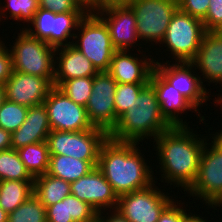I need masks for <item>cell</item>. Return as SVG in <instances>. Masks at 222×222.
<instances>
[{"mask_svg":"<svg viewBox=\"0 0 222 222\" xmlns=\"http://www.w3.org/2000/svg\"><path fill=\"white\" fill-rule=\"evenodd\" d=\"M155 60V70L197 109L210 97L202 79L191 62H175L170 65ZM192 70V71H191ZM194 70V72H193ZM193 72V73H192ZM196 72V74H194ZM196 75V76H195ZM208 92V93H207ZM209 96H208V95Z\"/></svg>","mask_w":222,"mask_h":222,"instance_id":"15","label":"cell"},{"mask_svg":"<svg viewBox=\"0 0 222 222\" xmlns=\"http://www.w3.org/2000/svg\"><path fill=\"white\" fill-rule=\"evenodd\" d=\"M97 214L92 206L72 194L46 207L47 222H91Z\"/></svg>","mask_w":222,"mask_h":222,"instance_id":"23","label":"cell"},{"mask_svg":"<svg viewBox=\"0 0 222 222\" xmlns=\"http://www.w3.org/2000/svg\"><path fill=\"white\" fill-rule=\"evenodd\" d=\"M126 3L135 13L139 40L161 44L178 9L177 0H127Z\"/></svg>","mask_w":222,"mask_h":222,"instance_id":"9","label":"cell"},{"mask_svg":"<svg viewBox=\"0 0 222 222\" xmlns=\"http://www.w3.org/2000/svg\"><path fill=\"white\" fill-rule=\"evenodd\" d=\"M51 132L48 113L44 104L29 107L26 120L11 133L12 149H19L32 143L44 142Z\"/></svg>","mask_w":222,"mask_h":222,"instance_id":"22","label":"cell"},{"mask_svg":"<svg viewBox=\"0 0 222 222\" xmlns=\"http://www.w3.org/2000/svg\"><path fill=\"white\" fill-rule=\"evenodd\" d=\"M155 183L119 196L116 210L129 222H157L160 214L174 199L161 192Z\"/></svg>","mask_w":222,"mask_h":222,"instance_id":"11","label":"cell"},{"mask_svg":"<svg viewBox=\"0 0 222 222\" xmlns=\"http://www.w3.org/2000/svg\"><path fill=\"white\" fill-rule=\"evenodd\" d=\"M188 126H172L155 138L162 179L186 191L194 182L206 137L200 138ZM173 182V183H172Z\"/></svg>","mask_w":222,"mask_h":222,"instance_id":"1","label":"cell"},{"mask_svg":"<svg viewBox=\"0 0 222 222\" xmlns=\"http://www.w3.org/2000/svg\"><path fill=\"white\" fill-rule=\"evenodd\" d=\"M107 139L108 134L103 129L94 127L78 132L51 130L46 142L50 155L98 161L100 147Z\"/></svg>","mask_w":222,"mask_h":222,"instance_id":"8","label":"cell"},{"mask_svg":"<svg viewBox=\"0 0 222 222\" xmlns=\"http://www.w3.org/2000/svg\"><path fill=\"white\" fill-rule=\"evenodd\" d=\"M211 135L213 141L211 140V143L205 141L197 176L186 190L190 193V197L195 196L206 201L205 204L208 203L206 206H210V209L211 206L213 208L222 206V139L216 134Z\"/></svg>","mask_w":222,"mask_h":222,"instance_id":"4","label":"cell"},{"mask_svg":"<svg viewBox=\"0 0 222 222\" xmlns=\"http://www.w3.org/2000/svg\"><path fill=\"white\" fill-rule=\"evenodd\" d=\"M209 3L210 0H177L181 11L201 20L206 16Z\"/></svg>","mask_w":222,"mask_h":222,"instance_id":"36","label":"cell"},{"mask_svg":"<svg viewBox=\"0 0 222 222\" xmlns=\"http://www.w3.org/2000/svg\"><path fill=\"white\" fill-rule=\"evenodd\" d=\"M11 148V132L0 128V151H5Z\"/></svg>","mask_w":222,"mask_h":222,"instance_id":"41","label":"cell"},{"mask_svg":"<svg viewBox=\"0 0 222 222\" xmlns=\"http://www.w3.org/2000/svg\"><path fill=\"white\" fill-rule=\"evenodd\" d=\"M0 222H8V213L0 207Z\"/></svg>","mask_w":222,"mask_h":222,"instance_id":"44","label":"cell"},{"mask_svg":"<svg viewBox=\"0 0 222 222\" xmlns=\"http://www.w3.org/2000/svg\"><path fill=\"white\" fill-rule=\"evenodd\" d=\"M5 87H4V84H1L0 83V106L2 105V103L4 102L5 100Z\"/></svg>","mask_w":222,"mask_h":222,"instance_id":"43","label":"cell"},{"mask_svg":"<svg viewBox=\"0 0 222 222\" xmlns=\"http://www.w3.org/2000/svg\"><path fill=\"white\" fill-rule=\"evenodd\" d=\"M221 110H222V109H221ZM215 134L222 139V130H221L220 132H219V130H218V132H216Z\"/></svg>","mask_w":222,"mask_h":222,"instance_id":"47","label":"cell"},{"mask_svg":"<svg viewBox=\"0 0 222 222\" xmlns=\"http://www.w3.org/2000/svg\"><path fill=\"white\" fill-rule=\"evenodd\" d=\"M12 54L13 71L47 78L55 77V49L45 40L31 36L24 28L18 34Z\"/></svg>","mask_w":222,"mask_h":222,"instance_id":"5","label":"cell"},{"mask_svg":"<svg viewBox=\"0 0 222 222\" xmlns=\"http://www.w3.org/2000/svg\"><path fill=\"white\" fill-rule=\"evenodd\" d=\"M51 130L78 132L94 128L86 107L76 104L57 87H53L43 102Z\"/></svg>","mask_w":222,"mask_h":222,"instance_id":"13","label":"cell"},{"mask_svg":"<svg viewBox=\"0 0 222 222\" xmlns=\"http://www.w3.org/2000/svg\"><path fill=\"white\" fill-rule=\"evenodd\" d=\"M184 222H207L206 219H203L200 215L195 216L189 212V214L184 218Z\"/></svg>","mask_w":222,"mask_h":222,"instance_id":"42","label":"cell"},{"mask_svg":"<svg viewBox=\"0 0 222 222\" xmlns=\"http://www.w3.org/2000/svg\"><path fill=\"white\" fill-rule=\"evenodd\" d=\"M98 161L80 160L65 155H50L47 174L61 178L67 182H73L87 175Z\"/></svg>","mask_w":222,"mask_h":222,"instance_id":"24","label":"cell"},{"mask_svg":"<svg viewBox=\"0 0 222 222\" xmlns=\"http://www.w3.org/2000/svg\"><path fill=\"white\" fill-rule=\"evenodd\" d=\"M33 194L46 208L71 195L70 182L46 173L34 178Z\"/></svg>","mask_w":222,"mask_h":222,"instance_id":"25","label":"cell"},{"mask_svg":"<svg viewBox=\"0 0 222 222\" xmlns=\"http://www.w3.org/2000/svg\"><path fill=\"white\" fill-rule=\"evenodd\" d=\"M146 85L147 84L117 83L114 95L116 124L118 118L129 109V106L132 105L134 99L138 97Z\"/></svg>","mask_w":222,"mask_h":222,"instance_id":"32","label":"cell"},{"mask_svg":"<svg viewBox=\"0 0 222 222\" xmlns=\"http://www.w3.org/2000/svg\"><path fill=\"white\" fill-rule=\"evenodd\" d=\"M150 83L157 93L161 114L172 126H188L179 116L184 111L197 110L180 92L169 84L155 69L153 70Z\"/></svg>","mask_w":222,"mask_h":222,"instance_id":"19","label":"cell"},{"mask_svg":"<svg viewBox=\"0 0 222 222\" xmlns=\"http://www.w3.org/2000/svg\"><path fill=\"white\" fill-rule=\"evenodd\" d=\"M4 87L7 100L33 107L43 104L54 85L45 77L13 71Z\"/></svg>","mask_w":222,"mask_h":222,"instance_id":"17","label":"cell"},{"mask_svg":"<svg viewBox=\"0 0 222 222\" xmlns=\"http://www.w3.org/2000/svg\"><path fill=\"white\" fill-rule=\"evenodd\" d=\"M71 194L87 202L97 213L116 209L118 197L102 172L94 167L87 175L70 183ZM108 208V209H107Z\"/></svg>","mask_w":222,"mask_h":222,"instance_id":"16","label":"cell"},{"mask_svg":"<svg viewBox=\"0 0 222 222\" xmlns=\"http://www.w3.org/2000/svg\"><path fill=\"white\" fill-rule=\"evenodd\" d=\"M103 5L107 3H119L126 2L127 0H99Z\"/></svg>","mask_w":222,"mask_h":222,"instance_id":"45","label":"cell"},{"mask_svg":"<svg viewBox=\"0 0 222 222\" xmlns=\"http://www.w3.org/2000/svg\"><path fill=\"white\" fill-rule=\"evenodd\" d=\"M76 30L80 34H75L73 39L79 40L73 41L72 45L92 62L98 72H107L116 49L106 24L96 14L86 13Z\"/></svg>","mask_w":222,"mask_h":222,"instance_id":"6","label":"cell"},{"mask_svg":"<svg viewBox=\"0 0 222 222\" xmlns=\"http://www.w3.org/2000/svg\"><path fill=\"white\" fill-rule=\"evenodd\" d=\"M117 82L108 72L94 76L92 93L86 105L87 116L93 127L109 134L116 126L114 95Z\"/></svg>","mask_w":222,"mask_h":222,"instance_id":"12","label":"cell"},{"mask_svg":"<svg viewBox=\"0 0 222 222\" xmlns=\"http://www.w3.org/2000/svg\"><path fill=\"white\" fill-rule=\"evenodd\" d=\"M5 7V9H3ZM0 11H9L10 19L24 21L29 23L33 20L35 13L38 11V0H7V5L3 6ZM2 9V10H1ZM8 9V10H7ZM6 10V11H5ZM3 11L0 13L7 17ZM0 15V16H1ZM1 18V17H0ZM1 21V19H0Z\"/></svg>","mask_w":222,"mask_h":222,"instance_id":"33","label":"cell"},{"mask_svg":"<svg viewBox=\"0 0 222 222\" xmlns=\"http://www.w3.org/2000/svg\"><path fill=\"white\" fill-rule=\"evenodd\" d=\"M103 211L98 212L97 218L99 222H129L118 210L113 209L111 214L105 218L102 216ZM110 215V216H109Z\"/></svg>","mask_w":222,"mask_h":222,"instance_id":"40","label":"cell"},{"mask_svg":"<svg viewBox=\"0 0 222 222\" xmlns=\"http://www.w3.org/2000/svg\"><path fill=\"white\" fill-rule=\"evenodd\" d=\"M202 21L206 32H222V0H210Z\"/></svg>","mask_w":222,"mask_h":222,"instance_id":"34","label":"cell"},{"mask_svg":"<svg viewBox=\"0 0 222 222\" xmlns=\"http://www.w3.org/2000/svg\"><path fill=\"white\" fill-rule=\"evenodd\" d=\"M91 222H99V221H98V218H96L95 220H93V221H91Z\"/></svg>","mask_w":222,"mask_h":222,"instance_id":"48","label":"cell"},{"mask_svg":"<svg viewBox=\"0 0 222 222\" xmlns=\"http://www.w3.org/2000/svg\"><path fill=\"white\" fill-rule=\"evenodd\" d=\"M94 76L79 77L63 81L57 88L76 104L86 107L92 93Z\"/></svg>","mask_w":222,"mask_h":222,"instance_id":"30","label":"cell"},{"mask_svg":"<svg viewBox=\"0 0 222 222\" xmlns=\"http://www.w3.org/2000/svg\"><path fill=\"white\" fill-rule=\"evenodd\" d=\"M139 144L108 138L100 147L97 168L117 197L147 188L155 182L154 172L137 147Z\"/></svg>","mask_w":222,"mask_h":222,"instance_id":"2","label":"cell"},{"mask_svg":"<svg viewBox=\"0 0 222 222\" xmlns=\"http://www.w3.org/2000/svg\"><path fill=\"white\" fill-rule=\"evenodd\" d=\"M206 30L201 19L179 8L173 14L161 44L171 51L175 62H191L198 53Z\"/></svg>","mask_w":222,"mask_h":222,"instance_id":"7","label":"cell"},{"mask_svg":"<svg viewBox=\"0 0 222 222\" xmlns=\"http://www.w3.org/2000/svg\"><path fill=\"white\" fill-rule=\"evenodd\" d=\"M8 222H47L46 208L33 194L14 211L8 213Z\"/></svg>","mask_w":222,"mask_h":222,"instance_id":"29","label":"cell"},{"mask_svg":"<svg viewBox=\"0 0 222 222\" xmlns=\"http://www.w3.org/2000/svg\"><path fill=\"white\" fill-rule=\"evenodd\" d=\"M171 127L172 125L161 114L156 90L149 82L129 109L118 118L108 138L117 142L139 143L144 138L153 137L155 140Z\"/></svg>","mask_w":222,"mask_h":222,"instance_id":"3","label":"cell"},{"mask_svg":"<svg viewBox=\"0 0 222 222\" xmlns=\"http://www.w3.org/2000/svg\"><path fill=\"white\" fill-rule=\"evenodd\" d=\"M55 52V55L59 56L55 57V77L53 80L55 87H58L65 80L95 76L98 73L92 62L72 44L57 47Z\"/></svg>","mask_w":222,"mask_h":222,"instance_id":"20","label":"cell"},{"mask_svg":"<svg viewBox=\"0 0 222 222\" xmlns=\"http://www.w3.org/2000/svg\"><path fill=\"white\" fill-rule=\"evenodd\" d=\"M142 58L131 56L129 50H116L107 72L117 83L148 84L155 69V60Z\"/></svg>","mask_w":222,"mask_h":222,"instance_id":"18","label":"cell"},{"mask_svg":"<svg viewBox=\"0 0 222 222\" xmlns=\"http://www.w3.org/2000/svg\"><path fill=\"white\" fill-rule=\"evenodd\" d=\"M0 40V83L4 84L13 72L11 51Z\"/></svg>","mask_w":222,"mask_h":222,"instance_id":"37","label":"cell"},{"mask_svg":"<svg viewBox=\"0 0 222 222\" xmlns=\"http://www.w3.org/2000/svg\"><path fill=\"white\" fill-rule=\"evenodd\" d=\"M86 13L97 12L103 4L99 0H74Z\"/></svg>","mask_w":222,"mask_h":222,"instance_id":"39","label":"cell"},{"mask_svg":"<svg viewBox=\"0 0 222 222\" xmlns=\"http://www.w3.org/2000/svg\"><path fill=\"white\" fill-rule=\"evenodd\" d=\"M34 191V181H0V207L10 213L24 203Z\"/></svg>","mask_w":222,"mask_h":222,"instance_id":"26","label":"cell"},{"mask_svg":"<svg viewBox=\"0 0 222 222\" xmlns=\"http://www.w3.org/2000/svg\"><path fill=\"white\" fill-rule=\"evenodd\" d=\"M221 86H222V82H221ZM217 99H218V100H217ZM214 102H215V104L218 103V104H221V105H222V96H219V95H218V97L215 98V101H214Z\"/></svg>","mask_w":222,"mask_h":222,"instance_id":"46","label":"cell"},{"mask_svg":"<svg viewBox=\"0 0 222 222\" xmlns=\"http://www.w3.org/2000/svg\"><path fill=\"white\" fill-rule=\"evenodd\" d=\"M86 12L54 13L50 10L38 8L33 20L30 22L33 27L24 28L31 36L45 40L54 48L70 45V37L74 38L79 21ZM73 29V30H72ZM69 41V42H68Z\"/></svg>","mask_w":222,"mask_h":222,"instance_id":"10","label":"cell"},{"mask_svg":"<svg viewBox=\"0 0 222 222\" xmlns=\"http://www.w3.org/2000/svg\"><path fill=\"white\" fill-rule=\"evenodd\" d=\"M3 180L34 181L15 149L0 151V181Z\"/></svg>","mask_w":222,"mask_h":222,"instance_id":"28","label":"cell"},{"mask_svg":"<svg viewBox=\"0 0 222 222\" xmlns=\"http://www.w3.org/2000/svg\"><path fill=\"white\" fill-rule=\"evenodd\" d=\"M29 107L4 100L0 106V128L9 132L16 131L26 120Z\"/></svg>","mask_w":222,"mask_h":222,"instance_id":"31","label":"cell"},{"mask_svg":"<svg viewBox=\"0 0 222 222\" xmlns=\"http://www.w3.org/2000/svg\"><path fill=\"white\" fill-rule=\"evenodd\" d=\"M175 203V204H174ZM176 203L178 205H176ZM181 203L172 201L160 214L157 222H184V218L189 214L184 210Z\"/></svg>","mask_w":222,"mask_h":222,"instance_id":"38","label":"cell"},{"mask_svg":"<svg viewBox=\"0 0 222 222\" xmlns=\"http://www.w3.org/2000/svg\"><path fill=\"white\" fill-rule=\"evenodd\" d=\"M38 5L54 13L85 12L74 0H38Z\"/></svg>","mask_w":222,"mask_h":222,"instance_id":"35","label":"cell"},{"mask_svg":"<svg viewBox=\"0 0 222 222\" xmlns=\"http://www.w3.org/2000/svg\"><path fill=\"white\" fill-rule=\"evenodd\" d=\"M95 14L106 24L116 50L135 47L139 40L137 23L134 11L126 2L104 4Z\"/></svg>","mask_w":222,"mask_h":222,"instance_id":"14","label":"cell"},{"mask_svg":"<svg viewBox=\"0 0 222 222\" xmlns=\"http://www.w3.org/2000/svg\"><path fill=\"white\" fill-rule=\"evenodd\" d=\"M17 151L26 170L33 178L47 173L50 152L46 141L28 144Z\"/></svg>","mask_w":222,"mask_h":222,"instance_id":"27","label":"cell"},{"mask_svg":"<svg viewBox=\"0 0 222 222\" xmlns=\"http://www.w3.org/2000/svg\"><path fill=\"white\" fill-rule=\"evenodd\" d=\"M210 83L222 82V32H206L198 53L191 61ZM197 67V68H196ZM210 80V81H209Z\"/></svg>","mask_w":222,"mask_h":222,"instance_id":"21","label":"cell"}]
</instances>
